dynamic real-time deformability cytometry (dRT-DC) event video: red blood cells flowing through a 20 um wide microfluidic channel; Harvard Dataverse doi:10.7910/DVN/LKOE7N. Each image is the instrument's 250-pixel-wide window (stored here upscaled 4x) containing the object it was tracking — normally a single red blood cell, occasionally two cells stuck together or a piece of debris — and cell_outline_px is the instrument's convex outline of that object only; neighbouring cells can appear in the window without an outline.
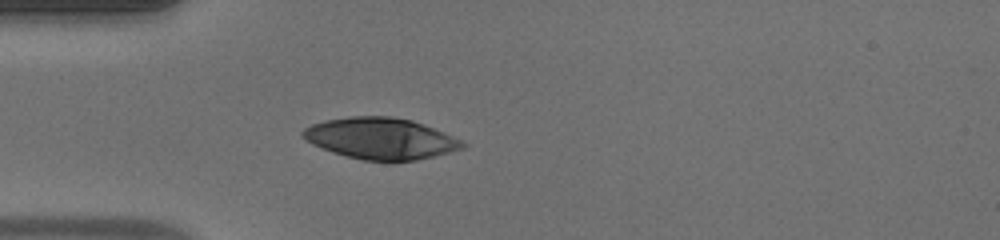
{"species": "human", "species_latin": "Homo sapiens", "temperature_condition": "warm", "stored_images_in_passage": 36, "camera_frame_rate_fps": 3000, "um_per_image_px": 0.085, "donor": {"sex": "male"}, "frame": {"image": 1, "passage_image": 1, "time_ms": 0.0, "image_size_px": [1000, 240], "cell_outline_px": [[468, 144], [464, 148], [416, 160], [392, 164], [364, 160], [332, 152], [312, 144], [300, 136], [300, 132], [304, 128], [312, 124], [324, 120], [348, 116], [392, 116], [412, 120], [424, 124], [444, 132]], "centroid_in_image_um": [32.34, 11.78], "position_along_channel_um": 52.7, "area_um2": 39.07}}
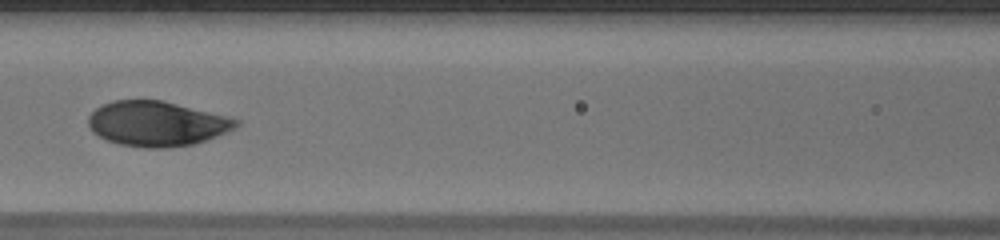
{"frame": {"image": 2, "passage_image": 9, "time_ms": 2.667, "image_size_px": [1000, 240], "cell_outline_px": [[240, 124], [236, 128], [228, 132], [192, 144], [168, 148], [144, 148], [120, 144], [108, 140], [92, 132], [88, 124], [88, 116], [100, 104], [112, 100], [160, 100], [228, 116], [240, 120]], "centroid_in_image_um": [13.32, 10.51], "position_along_channel_um": 153.3, "area_um2": 38.73}}
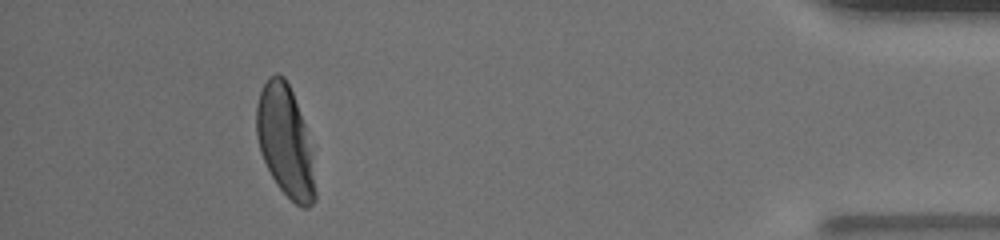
{"frame": {"image": 3, "passage_image": 32, "time_ms": 10.333, "image_size_px": [1000, 240], "cell_outline_px": [[316, 200], [308, 208], [300, 208], [276, 184], [260, 152], [256, 136], [256, 104], [260, 92], [268, 76], [276, 72], [284, 76], [292, 92], [304, 124], [316, 192]], "centroid_in_image_um": [24.2, 11.99], "position_along_channel_um": 411.0, "area_um2": 37.22}, "authors_computed_cell_mechanics": {"area_um2": 39.5063, "velocity_mm_per_s": 4.1108, "shape_relaxation_time_tau1_ms": 2.7424, "shape_relaxation_time_tau2_ms": null, "deformation_change_tau1": 0.1813, "deformation_change_tau2": null}}